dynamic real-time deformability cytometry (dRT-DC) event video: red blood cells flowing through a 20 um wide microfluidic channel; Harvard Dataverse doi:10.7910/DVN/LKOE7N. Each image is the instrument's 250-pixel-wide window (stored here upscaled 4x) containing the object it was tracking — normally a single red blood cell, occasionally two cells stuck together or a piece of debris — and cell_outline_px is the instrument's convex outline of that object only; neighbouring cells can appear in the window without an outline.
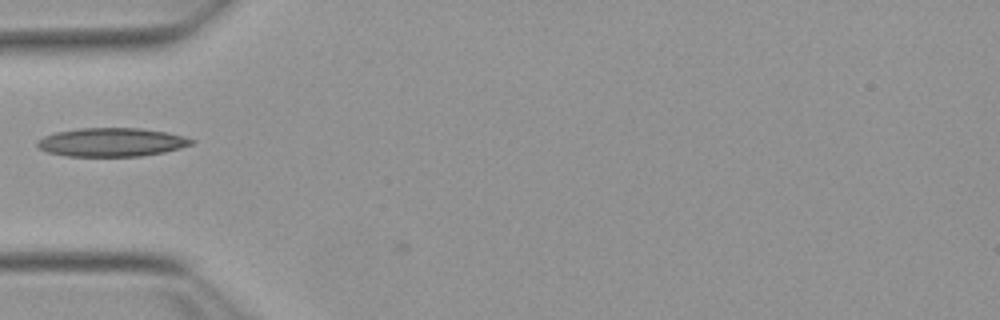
{"species": "Egyptian fruit bat (a non-hibernating species)", "species_latin": "Rousettus aegyptiacus", "temperature_condition": "warm", "stored_images_in_passage": 38, "camera_frame_rate_fps": 3000, "um_per_image_px": 0.085, "animal": {"sex": "female"}, "frame": {"image": 1, "passage_image": 4, "time_ms": 1.0, "image_size_px": [1000, 320], "cell_outline_px": [[196, 140], [192, 144], [180, 148], [164, 152], [140, 156], [68, 156], [48, 152], [40, 148], [36, 144], [36, 140], [44, 136], [56, 132], [80, 128], [140, 128], [164, 132], [184, 136]], "centroid_in_image_um": [9.48, 12.08], "position_along_channel_um": 75.5, "area_um2": 25.61}}
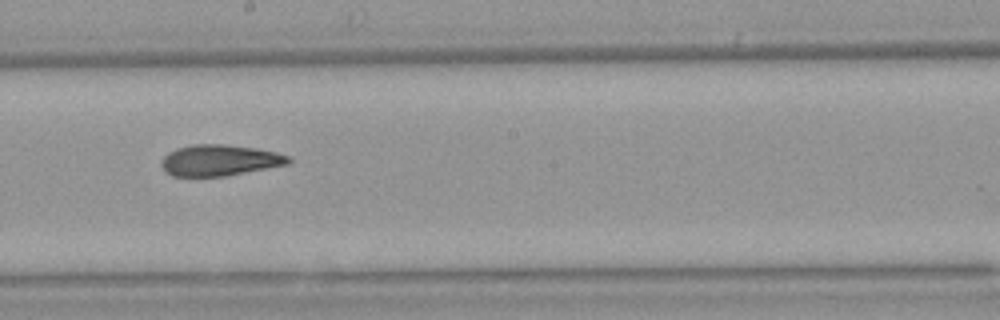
{"frame": {"image": 2, "passage_image": 16, "time_ms": 5.0, "image_size_px": [1000, 320], "cell_outline_px": [[292, 160], [288, 164], [224, 176], [172, 176], [164, 172], [160, 164], [160, 160], [168, 152], [176, 148], [192, 144], [224, 144], [256, 148], [276, 152], [292, 156]], "centroid_in_image_um": [18.64, 13.61], "position_along_channel_um": 229.6, "area_um2": 23.24}}
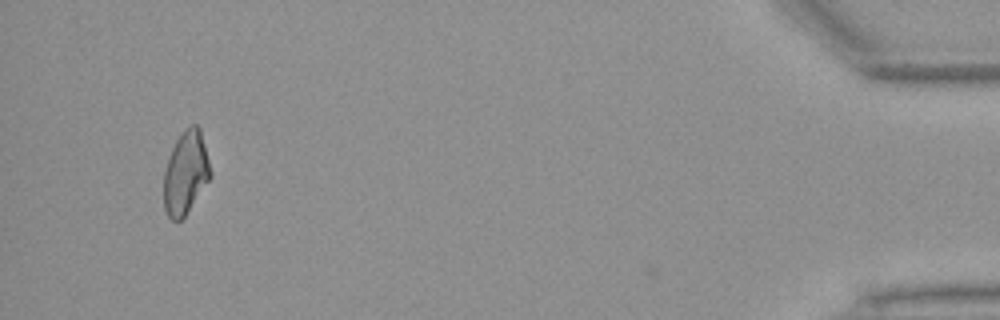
{"frame": {"image": 3, "passage_image": 37, "time_ms": 12.0, "image_size_px": [1000, 320], "cell_outline_px": [[212, 176], [184, 216], [180, 220], [172, 220], [168, 216], [164, 208], [164, 172], [168, 156], [176, 140], [192, 124], [196, 124], [200, 128], [212, 172]], "centroid_in_image_um": [15.78, 14.69], "position_along_channel_um": 419.4, "area_um2": 22.31}, "authors_computed_cell_mechanics": {"area_um2": 22.9466, "velocity_mm_per_s": 3.8459, "shape_relaxation_time_tau1_ms": null, "shape_relaxation_time_tau2_ms": 4.5289, "deformation_change_tau1": null, "deformation_change_tau2": 0.1319}}